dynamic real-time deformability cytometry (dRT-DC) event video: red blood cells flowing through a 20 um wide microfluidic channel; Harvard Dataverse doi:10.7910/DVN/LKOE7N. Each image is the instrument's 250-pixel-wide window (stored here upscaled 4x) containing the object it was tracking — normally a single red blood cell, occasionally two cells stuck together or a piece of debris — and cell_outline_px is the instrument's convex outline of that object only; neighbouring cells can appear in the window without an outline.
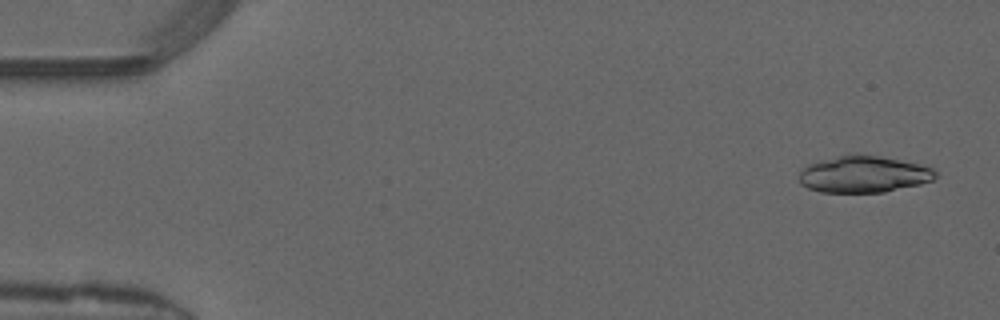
{"species": "common noctule bat (a hibernating species)", "species_latin": "Nyctalus noctula", "temperature_condition": "warm", "stored_images_in_passage": 29, "camera_frame_rate_fps": 3000, "um_per_image_px": 0.085, "animal": {"sex": "male", "forearm_length_mm": 52.5}, "frame": {"image": 1, "passage_image": 2, "time_ms": 0.333, "image_size_px": [1000, 320], "cell_outline_px": [[936, 176], [932, 180], [920, 184], [884, 192], [820, 192], [808, 188], [800, 184], [800, 172], [808, 164], [816, 160], [848, 152], [860, 152], [880, 156], [916, 164], [932, 168], [936, 172]], "centroid_in_image_um": [73.34, 14.78], "position_along_channel_um": 11.7, "area_um2": 29.54}}